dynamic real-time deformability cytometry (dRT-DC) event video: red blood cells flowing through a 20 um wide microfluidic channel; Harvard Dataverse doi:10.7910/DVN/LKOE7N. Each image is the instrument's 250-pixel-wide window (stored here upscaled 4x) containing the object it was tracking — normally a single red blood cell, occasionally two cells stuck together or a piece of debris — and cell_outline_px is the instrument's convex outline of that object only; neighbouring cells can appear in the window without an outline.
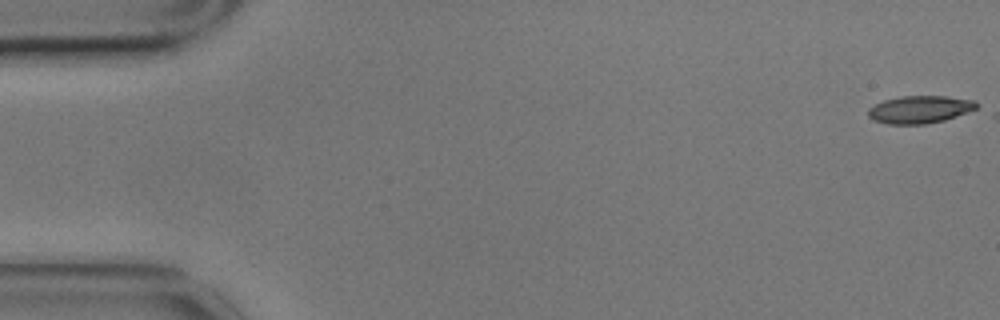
{"species": "common noctule bat (a hibernating species)", "species_latin": "Nyctalus noctula", "temperature_condition": "cold", "stored_images_in_passage": 4, "camera_frame_rate_fps": 3000, "um_per_image_px": 0.085, "animal": {"sex": "male", "body_mass_g": 17.9}, "frame": {"image": 1, "passage_image": 1, "time_ms": 0.0, "image_size_px": [1000, 320], "cell_outline_px": [[980, 104], [976, 108], [956, 116], [944, 120], [924, 124], [888, 124], [872, 120], [868, 116], [868, 108], [884, 100], [900, 96], [948, 96], [976, 100]], "centroid_in_image_um": [78.18, 9.29], "position_along_channel_um": 6.8, "area_um2": 17.46}}